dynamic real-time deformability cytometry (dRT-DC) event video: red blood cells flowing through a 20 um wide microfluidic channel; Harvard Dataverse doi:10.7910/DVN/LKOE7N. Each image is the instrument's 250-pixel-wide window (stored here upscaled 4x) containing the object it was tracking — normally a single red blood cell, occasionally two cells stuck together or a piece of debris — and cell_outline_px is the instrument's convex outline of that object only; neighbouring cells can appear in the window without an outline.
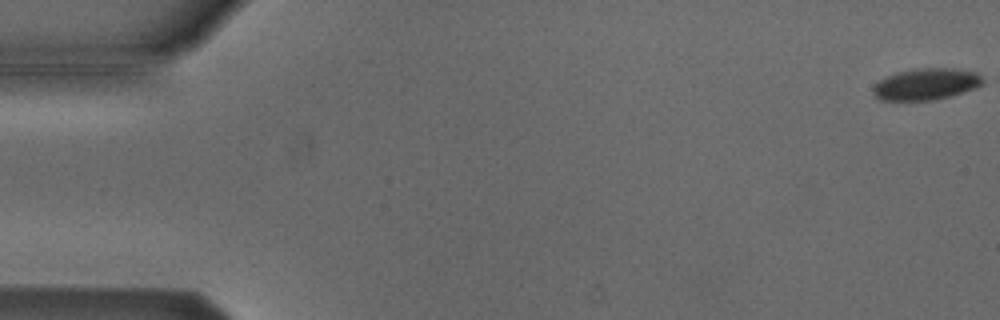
{"species": "Egyptian fruit bat (a non-hibernating species)", "species_latin": "Rousettus aegyptiacus", "temperature_condition": "cold", "stored_images_in_passage": 6, "camera_frame_rate_fps": 3000, "um_per_image_px": 0.085, "animal": {"sex": "male"}, "frame": {"image": 1, "passage_image": 1, "time_ms": 0.0, "image_size_px": [1000, 320], "cell_outline_px": [[984, 84], [976, 88], [952, 96], [932, 100], [880, 100], [872, 92], [872, 88], [884, 76], [896, 72], [916, 68], [952, 68], [976, 72], [984, 80]], "centroid_in_image_um": [78.73, 7.14], "position_along_channel_um": 6.3, "area_um2": 20.35}}
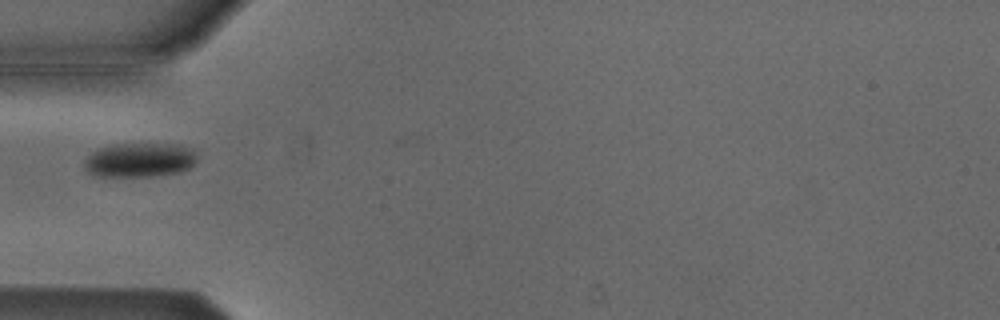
{"frame": {"image": 2, "passage_image": 6, "time_ms": 1.667, "image_size_px": [1000, 320], "cell_outline_px": [[196, 160], [188, 168], [180, 172], [152, 176], [96, 176], [88, 172], [84, 168], [84, 160], [96, 148], [112, 144], [184, 144], [192, 148], [196, 152]], "centroid_in_image_um": [11.86, 13.58], "position_along_channel_um": 73.1, "area_um2": 22.77}}